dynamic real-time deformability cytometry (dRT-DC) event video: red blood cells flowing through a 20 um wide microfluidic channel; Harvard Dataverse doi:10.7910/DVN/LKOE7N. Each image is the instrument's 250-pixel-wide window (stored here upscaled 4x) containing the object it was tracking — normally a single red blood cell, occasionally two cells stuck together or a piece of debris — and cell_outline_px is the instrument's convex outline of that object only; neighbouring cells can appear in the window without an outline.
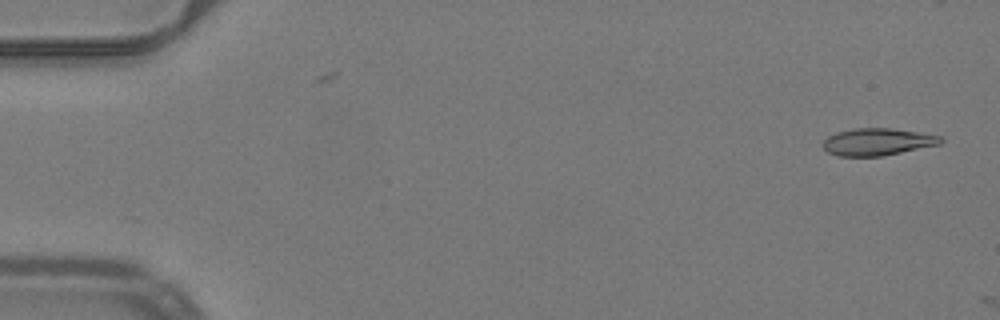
{"species": "common noctule bat (a hibernating species)", "species_latin": "Nyctalus noctula", "temperature_condition": "warm", "stored_images_in_passage": 2, "camera_frame_rate_fps": 3000, "um_per_image_px": 0.085, "animal": {"sex": "male", "body_mass_g": 19.2, "forearm_length_mm": 51.8}, "frame": {"image": 1, "passage_image": 1, "time_ms": 0.0, "image_size_px": [1000, 320], "cell_outline_px": [[944, 140], [940, 144], [884, 156], [836, 156], [828, 152], [820, 144], [828, 136], [836, 132], [856, 128], [892, 128], [940, 136]], "centroid_in_image_um": [74.55, 12.06], "position_along_channel_um": 10.5, "area_um2": 18.67}}